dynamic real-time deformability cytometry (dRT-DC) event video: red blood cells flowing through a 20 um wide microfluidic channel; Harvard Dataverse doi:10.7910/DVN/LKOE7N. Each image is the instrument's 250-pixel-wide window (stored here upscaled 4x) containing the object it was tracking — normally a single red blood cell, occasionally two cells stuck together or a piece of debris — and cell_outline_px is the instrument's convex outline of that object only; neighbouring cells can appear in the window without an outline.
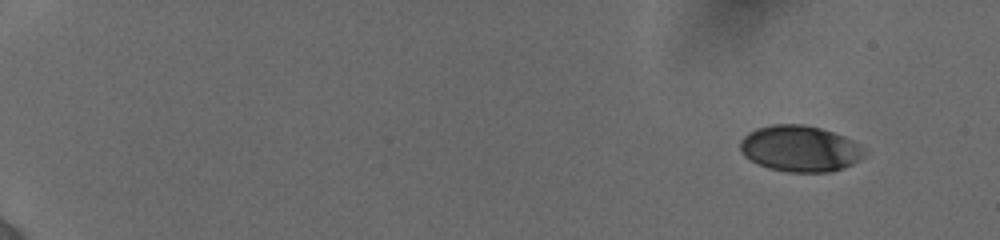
{"species": "human", "species_latin": "Homo sapiens", "temperature_condition": "cold", "stored_images_in_passage": 12, "camera_frame_rate_fps": 3000, "um_per_image_px": 0.085, "donor": {"sex": "female"}, "frame": {"image": 1, "passage_image": 1, "time_ms": 0.0, "image_size_px": [1000, 240], "cell_outline_px": [[864, 156], [860, 160], [852, 164], [832, 172], [788, 172], [768, 168], [744, 156], [740, 148], [740, 140], [748, 132], [756, 128], [772, 124], [804, 124], [820, 128], [844, 136], [860, 144], [864, 148]], "centroid_in_image_um": [68.0, 12.63], "position_along_channel_um": 17.0, "area_um2": 33.47}}
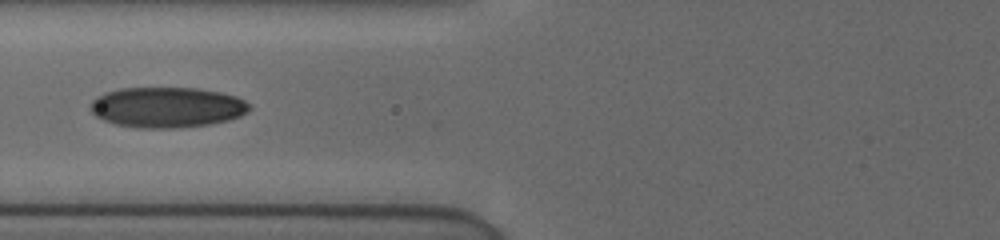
{"frame": {"image": 2, "passage_image": 9, "time_ms": 7.0, "image_size_px": [1000, 240], "cell_outline_px": [[252, 108], [248, 112], [240, 116], [228, 120], [208, 124], [180, 128], [136, 128], [116, 124], [104, 120], [96, 116], [88, 108], [88, 104], [96, 96], [104, 92], [120, 88], [200, 88], [220, 92], [236, 96], [244, 100]], "centroid_in_image_um": [14.16, 9.12], "position_along_channel_um": 111.6, "area_um2": 37.86}}
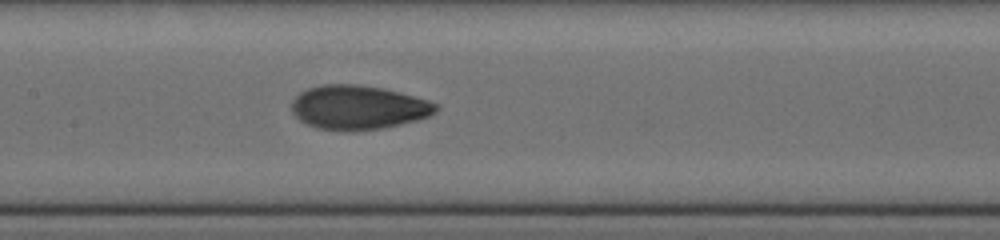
{"frame": {"image": 3, "passage_image": 12, "time_ms": 8.667, "image_size_px": [1000, 240], "cell_outline_px": [[440, 108], [436, 112], [428, 116], [416, 120], [384, 128], [352, 132], [348, 132], [316, 128], [300, 120], [292, 112], [292, 100], [300, 92], [308, 88], [320, 84], [356, 84], [384, 88], [428, 100], [440, 104]], "centroid_in_image_um": [30.46, 9.13], "position_along_channel_um": 176.9, "area_um2": 37.45}}